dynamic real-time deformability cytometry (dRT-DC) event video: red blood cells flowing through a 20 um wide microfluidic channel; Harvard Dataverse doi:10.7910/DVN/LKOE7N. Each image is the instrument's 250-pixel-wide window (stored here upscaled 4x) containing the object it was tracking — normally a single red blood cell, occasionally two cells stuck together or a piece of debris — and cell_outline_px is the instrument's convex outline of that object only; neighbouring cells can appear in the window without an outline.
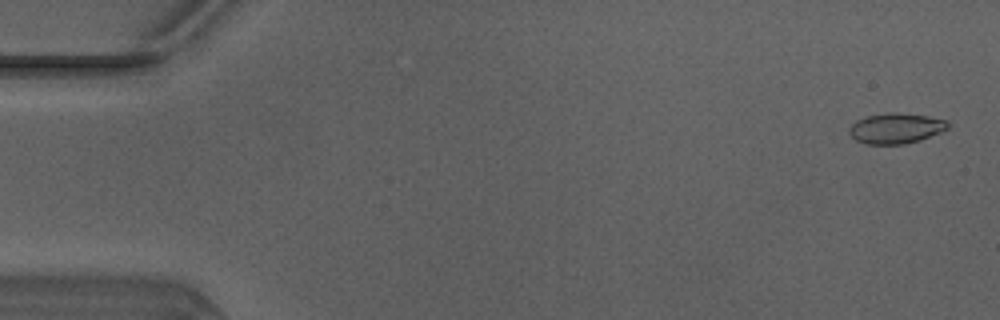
{"species": "Egyptian fruit bat (a non-hibernating species)", "species_latin": "Rousettus aegyptiacus", "temperature_condition": "warm", "stored_images_in_passage": 50, "camera_frame_rate_fps": 3000, "um_per_image_px": 0.085, "animal": {"sex": "male"}, "frame": {"image": 1, "passage_image": 2, "time_ms": 0.333, "image_size_px": [1000, 320], "cell_outline_px": [[948, 128], [940, 132], [920, 140], [904, 144], [868, 144], [856, 140], [848, 132], [848, 128], [856, 120], [868, 116], [888, 112], [896, 112], [928, 116], [948, 120]], "centroid_in_image_um": [76.14, 10.9], "position_along_channel_um": 8.9, "area_um2": 17.46}}
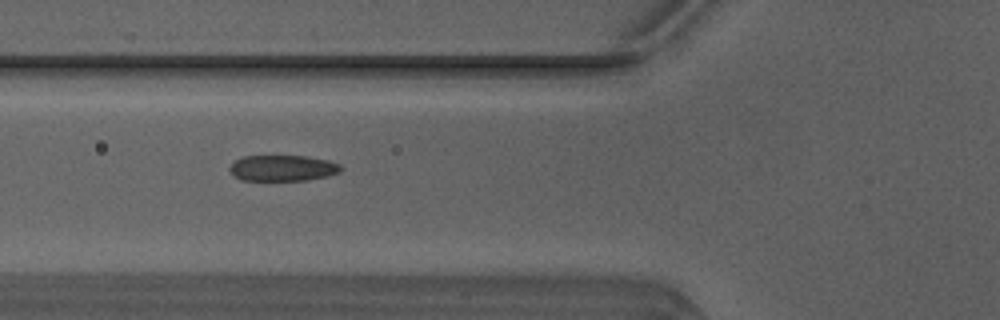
{"frame": {"image": 2, "passage_image": 19, "time_ms": 6.0, "image_size_px": [1000, 320], "cell_outline_px": [[340, 172], [328, 176], [308, 180], [240, 180], [228, 168], [236, 160], [244, 156], [308, 156], [328, 160], [340, 164]], "centroid_in_image_um": [24.05, 14.28], "position_along_channel_um": 101.7, "area_um2": 16.7}}
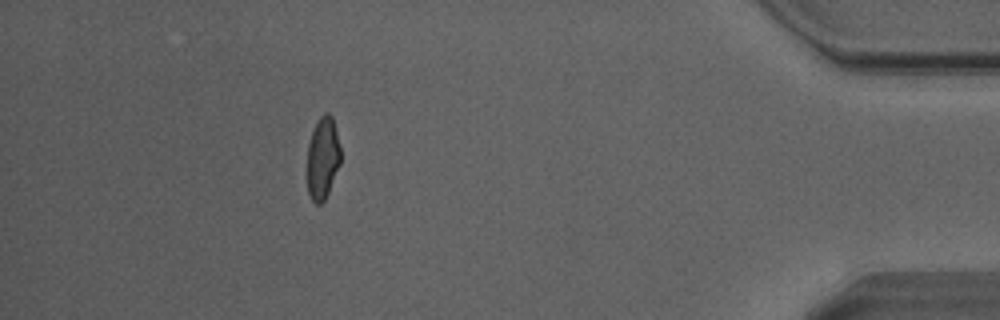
{"frame": {"image": 3, "passage_image": 45, "time_ms": 14.667, "image_size_px": [1000, 320], "cell_outline_px": [[340, 164], [328, 192], [324, 200], [320, 204], [316, 204], [312, 200], [308, 192], [308, 144], [312, 132], [320, 116], [324, 112], [328, 112], [332, 116], [340, 148]], "centroid_in_image_um": [27.43, 13.43], "position_along_channel_um": 407.8, "area_um2": 15.72}, "authors_computed_cell_mechanics": {"area_um2": 17.0799, "velocity_mm_per_s": 4.157, "shape_relaxation_time_tau1_ms": 9.7221, "shape_relaxation_time_tau2_ms": 1.0895, "deformation_change_tau1": 0.2589, "deformation_change_tau2": 0.0772}}